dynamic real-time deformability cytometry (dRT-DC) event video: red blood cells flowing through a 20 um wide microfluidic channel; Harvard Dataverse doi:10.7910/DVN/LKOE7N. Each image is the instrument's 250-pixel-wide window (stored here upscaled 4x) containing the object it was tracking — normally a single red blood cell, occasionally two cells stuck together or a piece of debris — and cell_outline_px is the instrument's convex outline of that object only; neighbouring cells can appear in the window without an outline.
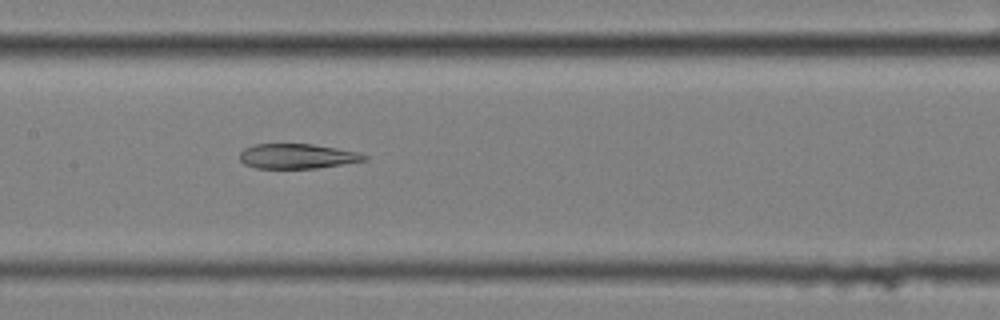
{"species": "common noctule bat (a hibernating species)", "species_latin": "Nyctalus noctula", "temperature_condition": "cold", "stored_images_in_passage": 9, "camera_frame_rate_fps": 3000, "um_per_image_px": 0.085, "animal": {"sex": "female", "body_mass_g": 25.1}, "frame": {"image": 1, "passage_image": 8, "time_ms": 2.333, "image_size_px": [1000, 320], "cell_outline_px": [[368, 156], [364, 160], [316, 168], [256, 168], [244, 164], [240, 160], [240, 152], [244, 148], [252, 144], [312, 144], [360, 152]], "centroid_in_image_um": [25.22, 13.27], "position_along_channel_um": 182.2, "area_um2": 17.92}}
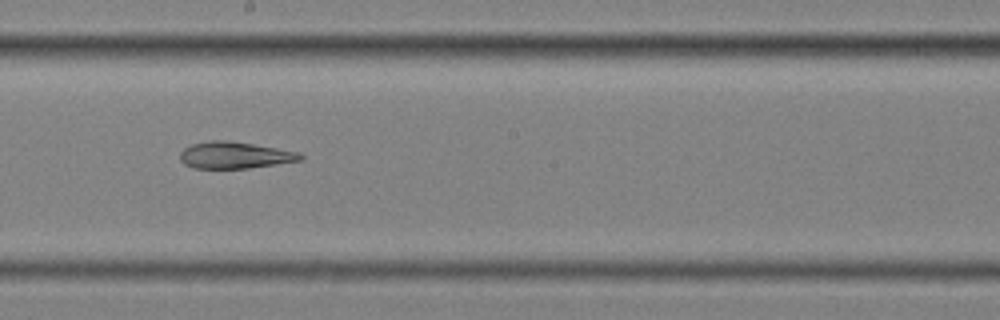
{"frame": {"image": 2, "passage_image": 9, "time_ms": 2.667, "image_size_px": [1000, 320], "cell_outline_px": [[304, 160], [248, 168], [192, 168], [184, 164], [180, 160], [180, 152], [184, 148], [192, 144], [208, 140], [224, 140], [252, 144], [276, 148], [296, 152], [304, 156]], "centroid_in_image_um": [19.92, 13.19], "position_along_channel_um": 228.3, "area_um2": 18.61}}